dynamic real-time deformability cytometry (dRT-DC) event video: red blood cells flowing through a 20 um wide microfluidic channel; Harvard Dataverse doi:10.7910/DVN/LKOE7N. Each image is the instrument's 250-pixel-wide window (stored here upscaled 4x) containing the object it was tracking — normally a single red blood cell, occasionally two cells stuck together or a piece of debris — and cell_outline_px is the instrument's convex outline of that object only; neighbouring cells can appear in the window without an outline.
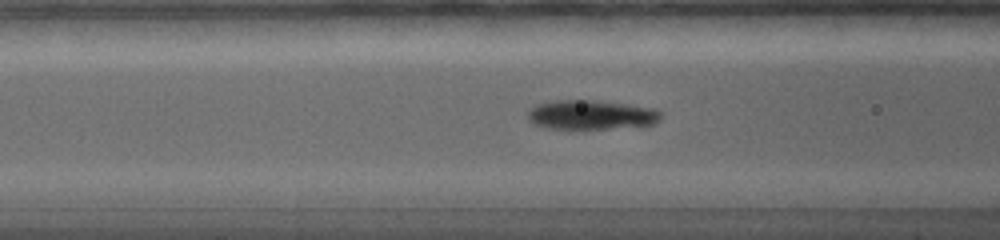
{"species": "common noctule bat (a hibernating species)", "species_latin": "Nyctalus noctula", "temperature_condition": "warm", "stored_images_in_passage": 29, "camera_frame_rate_fps": 5000, "um_per_image_px": 0.085, "animal": {"sex": "female", "body_mass_g": 19.0, "forearm_length_mm": 56.7}, "frame": {"image": 1, "passage_image": 8, "time_ms": 4.8, "image_size_px": [1000, 240], "cell_outline_px": [[664, 112], [660, 120], [656, 124], [608, 128], [548, 128], [532, 124], [528, 120], [528, 112], [536, 104], [560, 100], [596, 100], [628, 104], [656, 108]], "centroid_in_image_um": [50.3, 9.75], "position_along_channel_um": 116.3, "area_um2": 22.83}}
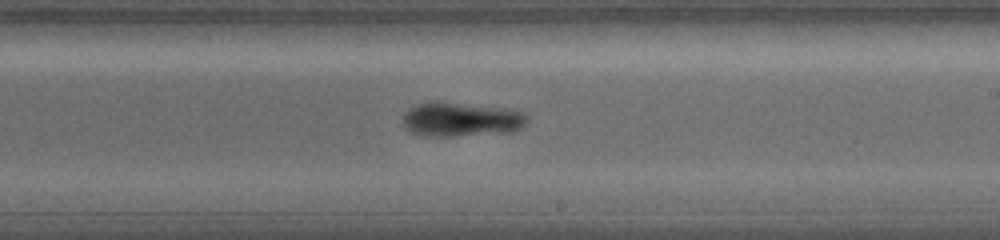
{"frame": {"image": 2, "passage_image": 16, "time_ms": 8.4, "image_size_px": [1000, 240], "cell_outline_px": [[528, 120], [520, 128], [512, 132], [452, 136], [420, 136], [404, 128], [404, 112], [408, 108], [416, 104], [436, 100], [504, 108], [524, 112], [528, 116]], "centroid_in_image_um": [39.17, 10.14], "position_along_channel_um": 249.8, "area_um2": 25.14}}
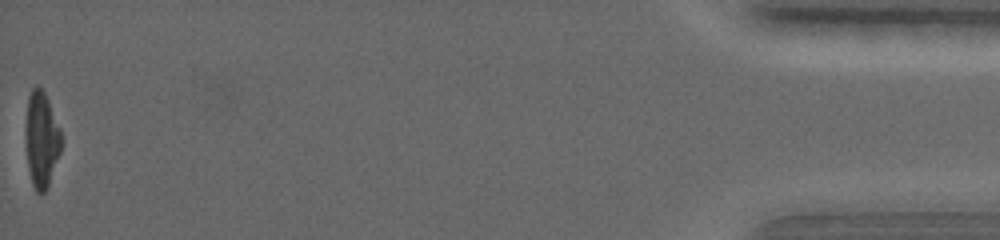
{"frame": {"image": 3, "passage_image": 29, "time_ms": 17.2, "image_size_px": [1000, 240], "cell_outline_px": [[60, 152], [48, 188], [44, 192], [36, 192], [32, 184], [28, 168], [24, 132], [24, 128], [28, 96], [32, 88], [36, 84], [44, 92], [48, 100], [60, 128]], "centroid_in_image_um": [3.49, 11.84], "position_along_channel_um": 431.7, "area_um2": 20.06}, "authors_computed_cell_mechanics": {"area_um2": 23.0622, "velocity_mm_per_s": 3.7202, "shape_relaxation_time_tau1_ms": 3.2027, "shape_relaxation_time_tau2_ms": 1.9333, "deformation_change_tau1": 0.1068, "deformation_change_tau2": 0.0689}}